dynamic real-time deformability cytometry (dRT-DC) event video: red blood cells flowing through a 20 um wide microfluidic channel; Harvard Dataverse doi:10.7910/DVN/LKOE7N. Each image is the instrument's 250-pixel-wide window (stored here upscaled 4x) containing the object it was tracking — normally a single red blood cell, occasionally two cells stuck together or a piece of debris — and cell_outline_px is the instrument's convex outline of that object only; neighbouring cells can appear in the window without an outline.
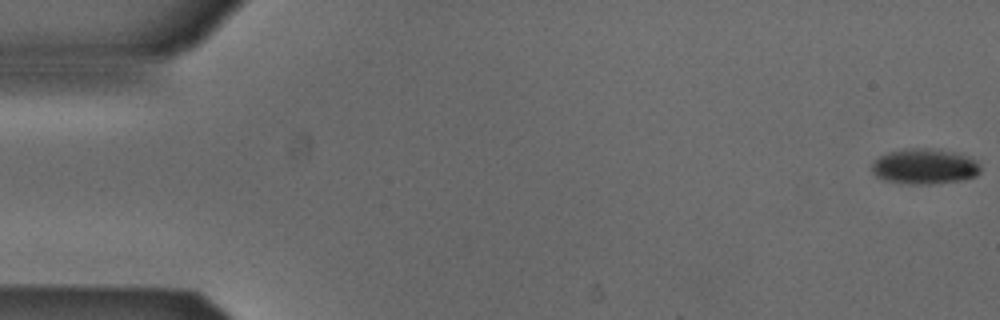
{"species": "Egyptian fruit bat (a non-hibernating species)", "species_latin": "Rousettus aegyptiacus", "temperature_condition": "cold", "stored_images_in_passage": 53, "camera_frame_rate_fps": 3000, "um_per_image_px": 0.085, "animal": {"sex": "male"}, "frame": {"image": 1, "passage_image": 1, "time_ms": 0.0, "image_size_px": [1000, 320], "cell_outline_px": [[980, 172], [976, 176], [964, 180], [932, 184], [908, 184], [884, 180], [876, 176], [872, 172], [872, 164], [880, 156], [888, 152], [912, 148], [952, 152], [968, 156], [976, 160], [980, 164]], "centroid_in_image_um": [78.61, 14.18], "position_along_channel_um": 6.4, "area_um2": 22.2}}
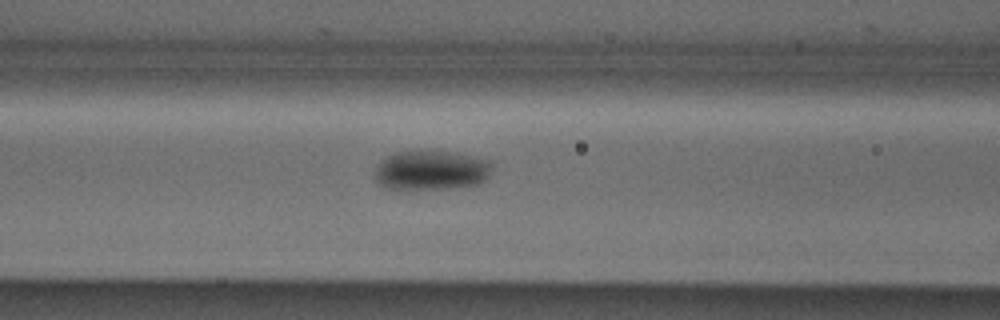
{"frame": {"image": 2, "passage_image": 22, "time_ms": 7.0, "image_size_px": [1000, 320], "cell_outline_px": [[492, 164], [484, 180], [480, 184], [448, 188], [396, 192], [384, 188], [376, 180], [376, 168], [380, 160], [396, 152], [456, 152], [488, 160]], "centroid_in_image_um": [36.58, 14.53], "position_along_channel_um": 130.0, "area_um2": 27.28}}
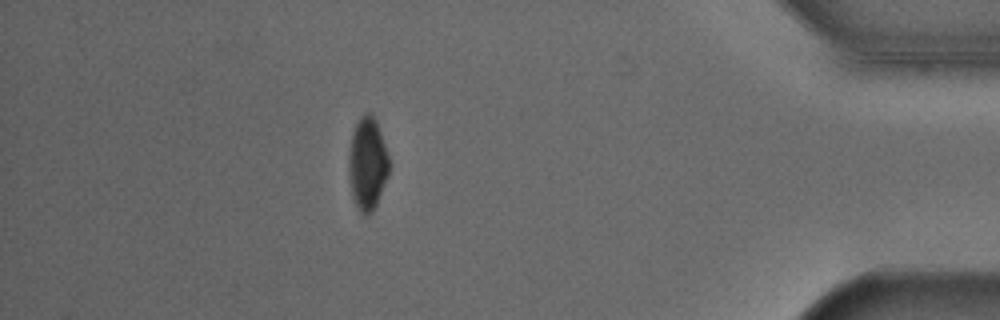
{"frame": {"image": 3, "passage_image": 47, "time_ms": 15.333, "image_size_px": [1000, 320], "cell_outline_px": [[392, 164], [388, 176], [376, 204], [372, 212], [368, 216], [364, 216], [360, 212], [352, 196], [348, 172], [348, 156], [352, 132], [360, 116], [364, 112], [372, 112], [376, 120]], "centroid_in_image_um": [31.24, 13.89], "position_along_channel_um": 404.0, "area_um2": 22.25}, "authors_computed_cell_mechanics": {"area_um2": 24.3916, "velocity_mm_per_s": 3.876, "shape_relaxation_time_tau1_ms": 2.7962, "shape_relaxation_time_tau2_ms": null, "deformation_change_tau1": 0.0812, "deformation_change_tau2": null}}